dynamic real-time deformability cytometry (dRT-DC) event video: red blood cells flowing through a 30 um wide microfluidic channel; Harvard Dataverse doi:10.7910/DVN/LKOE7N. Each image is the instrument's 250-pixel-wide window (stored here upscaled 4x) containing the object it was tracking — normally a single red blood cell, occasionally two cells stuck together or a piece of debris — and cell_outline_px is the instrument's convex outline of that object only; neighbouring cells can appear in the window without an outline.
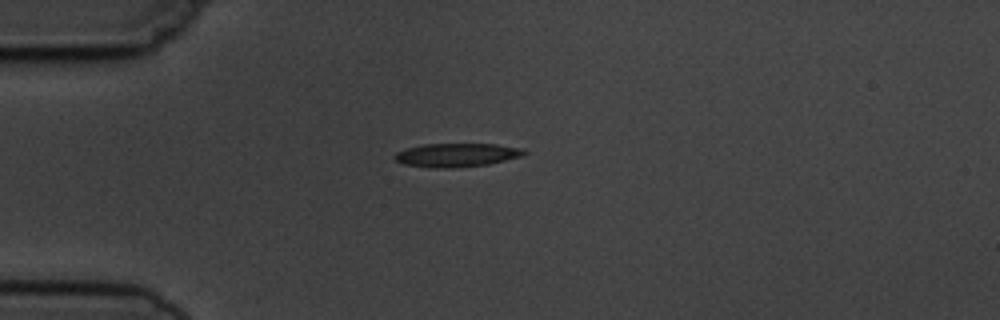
{"species": "common noctule bat (a hibernating species)", "species_latin": "Nyctalus noctula", "temperature_condition": "cold", "stored_images_in_passage": 7, "camera_frame_rate_fps": 3000, "um_per_image_px": 0.085, "animal": {"sex": "male", "body_mass_g": 19.5, "forearm_length_mm": 54.6}, "frame": {"image": 1, "passage_image": 1, "time_ms": 0.0, "image_size_px": [1000, 320], "cell_outline_px": [[528, 152], [524, 156], [488, 164], [452, 168], [428, 168], [404, 164], [396, 160], [392, 156], [396, 152], [408, 148], [424, 144], [496, 144], [524, 148]], "centroid_in_image_um": [38.85, 13.18], "position_along_channel_um": 46.2, "area_um2": 17.98}}
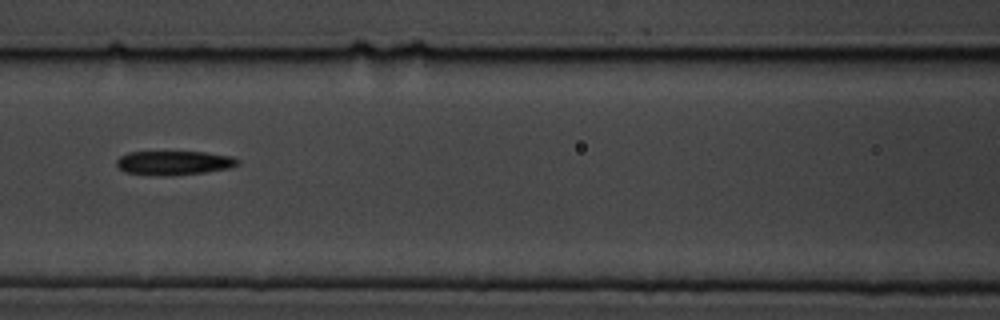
{"frame": {"image": 2, "passage_image": 4, "time_ms": 3.333, "image_size_px": [1000, 320], "cell_outline_px": [[240, 164], [228, 168], [204, 172], [172, 176], [156, 176], [124, 172], [116, 164], [116, 160], [120, 156], [128, 152], [204, 152], [232, 156], [240, 160]], "centroid_in_image_um": [14.78, 13.85], "position_along_channel_um": 151.8, "area_um2": 17.17}}
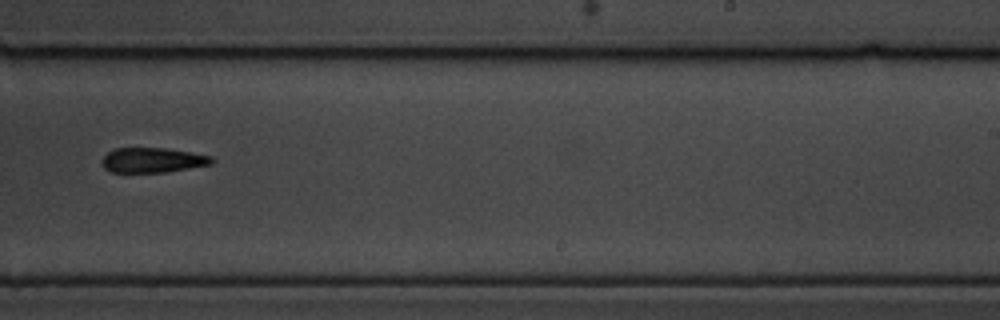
{"frame": {"image": 3, "passage_image": 7, "time_ms": 6.667, "image_size_px": [1000, 320], "cell_outline_px": [[216, 160], [212, 164], [164, 172], [112, 172], [104, 168], [100, 160], [108, 152], [116, 148], [164, 148], [212, 156]], "centroid_in_image_um": [12.96, 13.61], "position_along_channel_um": 276.0, "area_um2": 15.84}}